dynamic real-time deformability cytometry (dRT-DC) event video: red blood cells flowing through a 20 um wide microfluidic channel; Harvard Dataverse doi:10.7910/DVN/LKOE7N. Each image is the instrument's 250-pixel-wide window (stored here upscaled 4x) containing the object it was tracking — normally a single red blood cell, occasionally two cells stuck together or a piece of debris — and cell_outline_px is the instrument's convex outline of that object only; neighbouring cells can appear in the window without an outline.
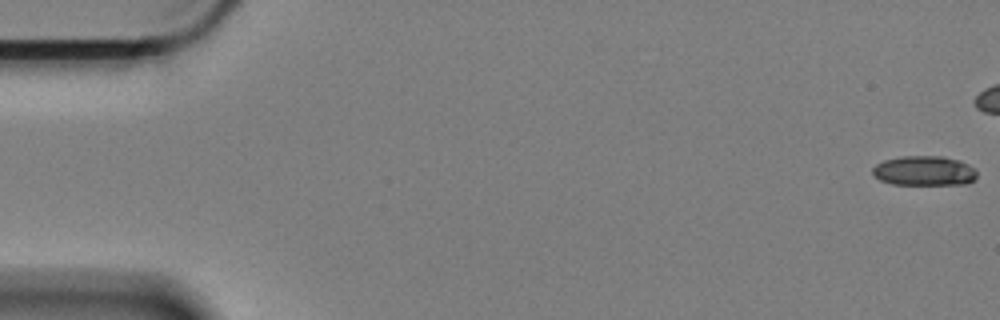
{"species": "Egyptian fruit bat (a non-hibernating species)", "species_latin": "Rousettus aegyptiacus", "temperature_condition": "cold", "stored_images_in_passage": 49, "camera_frame_rate_fps": 3000, "um_per_image_px": 0.085, "animal": {"sex": "female"}, "frame": {"image": 1, "passage_image": 1, "time_ms": 0.0, "image_size_px": [1000, 320], "cell_outline_px": [[976, 180], [968, 184], [892, 184], [880, 180], [872, 176], [872, 168], [876, 164], [884, 160], [900, 156], [944, 156], [960, 160], [976, 168]], "centroid_in_image_um": [78.57, 14.51], "position_along_channel_um": 6.4, "area_um2": 18.38}}
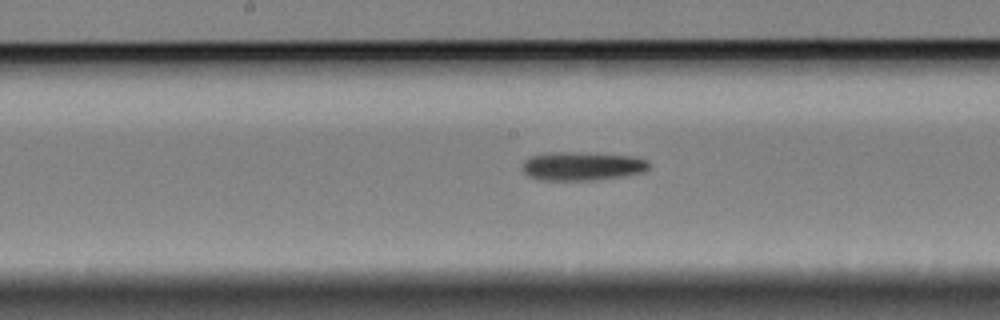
{"frame": {"image": 2, "passage_image": 31, "time_ms": 10.0, "image_size_px": [1000, 320], "cell_outline_px": [[652, 164], [644, 172], [596, 180], [540, 180], [528, 176], [524, 172], [524, 160], [528, 156], [544, 152], [576, 152], [636, 156], [648, 160]], "centroid_in_image_um": [49.49, 14.11], "position_along_channel_um": 198.7, "area_um2": 21.39}}
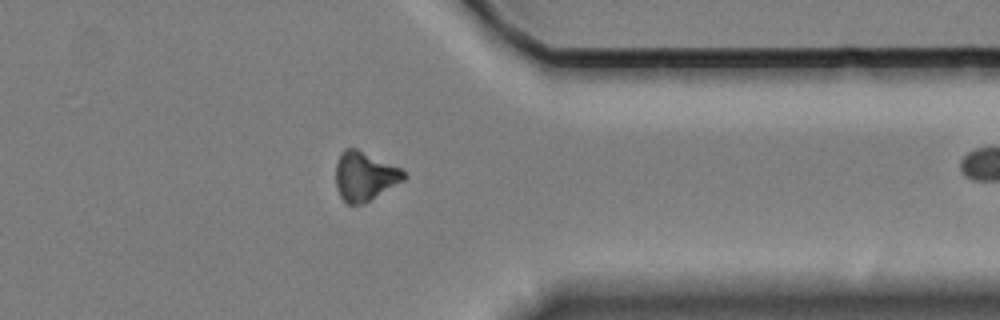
{"frame": {"image": 3, "passage_image": 48, "time_ms": 15.667, "image_size_px": [1000, 320], "cell_outline_px": [[408, 176], [404, 180], [364, 204], [348, 204], [340, 196], [336, 188], [336, 164], [340, 152], [344, 148], [356, 148], [400, 168]], "centroid_in_image_um": [30.98, 14.98], "position_along_channel_um": 380.4, "area_um2": 19.42}}